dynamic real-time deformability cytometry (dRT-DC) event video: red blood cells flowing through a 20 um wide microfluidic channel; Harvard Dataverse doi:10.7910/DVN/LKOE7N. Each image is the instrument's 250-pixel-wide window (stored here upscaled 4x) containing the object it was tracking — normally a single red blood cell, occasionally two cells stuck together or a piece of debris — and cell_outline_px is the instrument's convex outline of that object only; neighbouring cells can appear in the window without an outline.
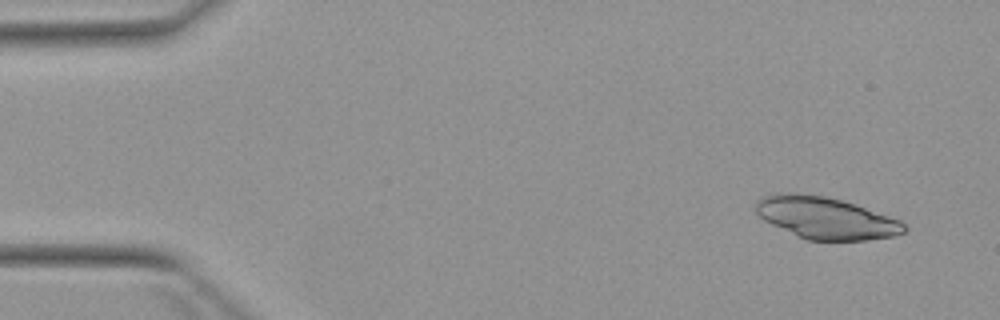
{"species": "Egyptian fruit bat (a non-hibernating species)", "species_latin": "Rousettus aegyptiacus", "temperature_condition": "warm", "stored_images_in_passage": 5, "camera_frame_rate_fps": 3000, "um_per_image_px": 0.085, "animal": {"sex": "female"}, "frame": {"image": 1, "passage_image": 1, "time_ms": 0.0, "image_size_px": [1000, 320], "cell_outline_px": [[908, 228], [904, 232], [892, 236], [868, 240], [808, 240], [772, 224], [764, 220], [756, 212], [752, 204], [756, 200], [764, 196], [780, 192], [796, 192], [824, 196], [840, 200], [900, 220]], "centroid_in_image_um": [70.13, 18.51], "position_along_channel_um": 14.9, "area_um2": 35.89}}